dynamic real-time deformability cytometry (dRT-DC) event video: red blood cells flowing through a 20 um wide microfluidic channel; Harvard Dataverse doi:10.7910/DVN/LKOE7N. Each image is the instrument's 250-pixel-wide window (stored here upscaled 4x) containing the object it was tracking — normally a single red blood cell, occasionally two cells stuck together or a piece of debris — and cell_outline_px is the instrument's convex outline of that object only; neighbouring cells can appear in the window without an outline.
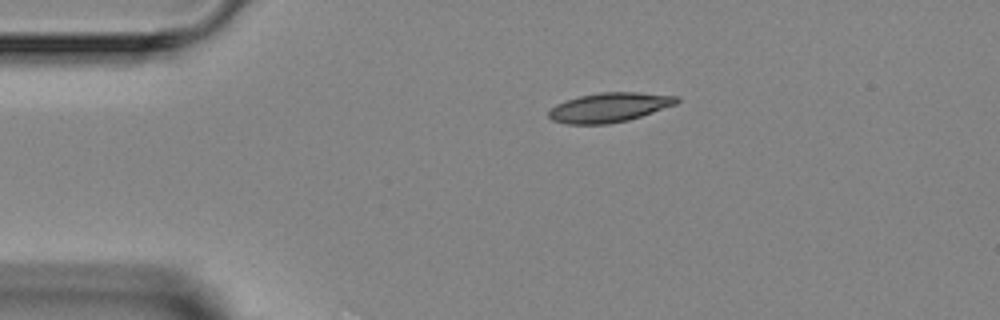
{"species": "Egyptian fruit bat (a non-hibernating species)", "species_latin": "Rousettus aegyptiacus", "temperature_condition": "room temperature", "stored_images_in_passage": 4, "camera_frame_rate_fps": 3000, "um_per_image_px": 0.085, "animal": {"sex": "female"}, "frame": {"image": 1, "passage_image": 1, "time_ms": 0.0, "image_size_px": [1000, 320], "cell_outline_px": [[680, 100], [676, 104], [628, 120], [608, 124], [568, 124], [552, 120], [548, 116], [548, 112], [556, 104], [564, 100], [580, 96], [600, 92], [636, 92], [680, 96]], "centroid_in_image_um": [51.78, 9.12], "position_along_channel_um": 33.2, "area_um2": 21.91}}
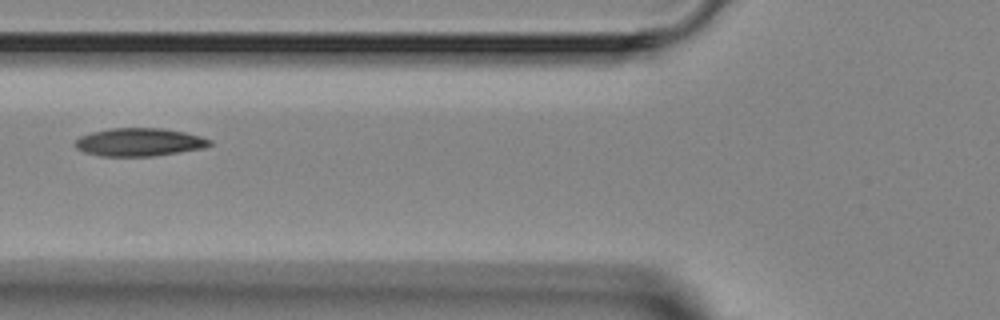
{"frame": {"image": 2, "passage_image": 3, "time_ms": 3.0, "image_size_px": [1000, 320], "cell_outline_px": [[212, 144], [204, 148], [180, 152], [152, 156], [100, 156], [84, 152], [76, 148], [72, 144], [80, 136], [92, 132], [112, 128], [164, 128], [184, 132], [200, 136], [212, 140]], "centroid_in_image_um": [11.83, 12.08], "position_along_channel_um": 114.0, "area_um2": 22.08}}
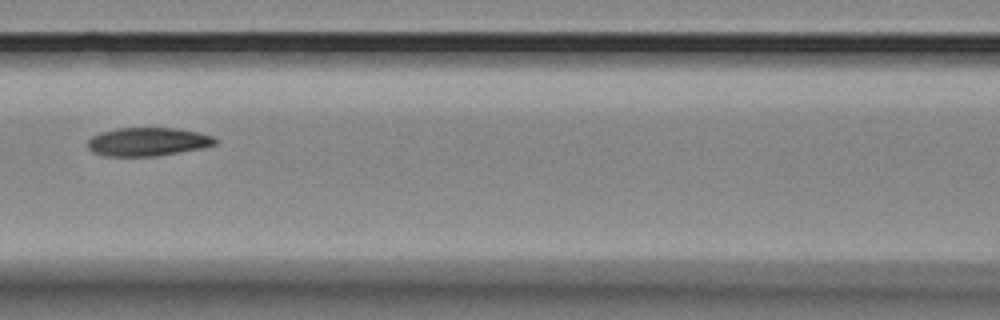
{"frame": {"image": 3, "passage_image": 4, "time_ms": 4.0, "image_size_px": [1000, 320], "cell_outline_px": [[220, 140], [216, 144], [204, 148], [156, 156], [104, 156], [92, 152], [88, 148], [88, 140], [92, 136], [100, 132], [116, 128], [176, 128], [196, 132], [212, 136]], "centroid_in_image_um": [12.56, 12.05], "position_along_channel_um": 154.0, "area_um2": 21.27}}